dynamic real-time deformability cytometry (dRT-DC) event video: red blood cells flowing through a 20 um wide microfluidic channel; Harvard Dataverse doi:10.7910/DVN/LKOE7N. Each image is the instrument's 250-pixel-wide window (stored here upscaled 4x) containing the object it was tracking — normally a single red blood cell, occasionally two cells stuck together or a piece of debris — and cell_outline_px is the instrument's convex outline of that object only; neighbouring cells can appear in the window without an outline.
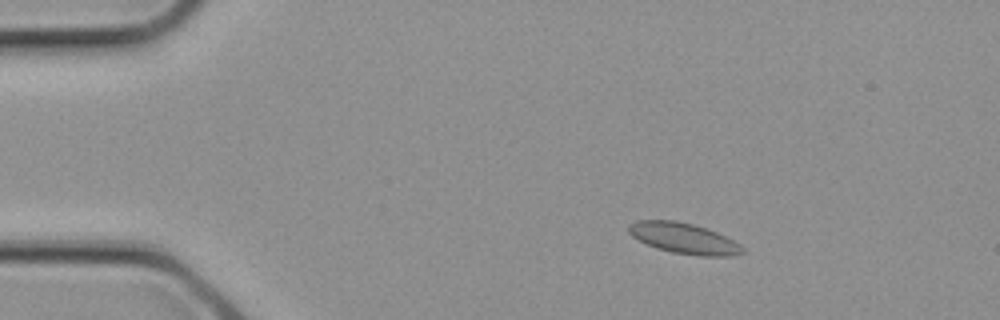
{"species": "common noctule bat (a hibernating species)", "species_latin": "Nyctalus noctula", "temperature_condition": "cold", "stored_images_in_passage": 3, "camera_frame_rate_fps": 3000, "um_per_image_px": 0.085, "animal": {"sex": "female", "body_mass_g": 21.9}, "frame": {"image": 1, "passage_image": 2, "time_ms": 0.333, "image_size_px": [1000, 320], "cell_outline_px": [[744, 252], [732, 256], [700, 256], [672, 252], [656, 248], [632, 236], [628, 232], [628, 224], [636, 220], [676, 220], [692, 224], [716, 232], [740, 244], [744, 248]], "centroid_in_image_um": [58.11, 20.25], "position_along_channel_um": 26.9, "area_um2": 20.23}}
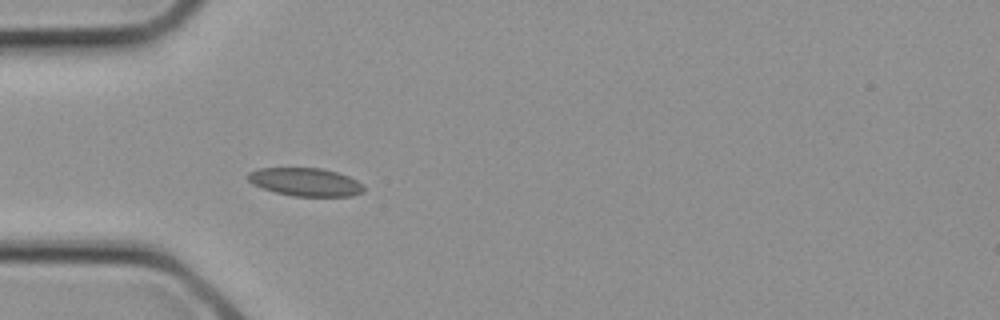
{"frame": {"image": 2, "passage_image": 3, "time_ms": 0.667, "image_size_px": [1000, 320], "cell_outline_px": [[364, 192], [352, 196], [292, 196], [276, 192], [252, 184], [244, 176], [248, 172], [256, 168], [320, 168], [336, 172], [348, 176], [364, 184]], "centroid_in_image_um": [25.94, 15.46], "position_along_channel_um": 59.1, "area_um2": 19.13}}